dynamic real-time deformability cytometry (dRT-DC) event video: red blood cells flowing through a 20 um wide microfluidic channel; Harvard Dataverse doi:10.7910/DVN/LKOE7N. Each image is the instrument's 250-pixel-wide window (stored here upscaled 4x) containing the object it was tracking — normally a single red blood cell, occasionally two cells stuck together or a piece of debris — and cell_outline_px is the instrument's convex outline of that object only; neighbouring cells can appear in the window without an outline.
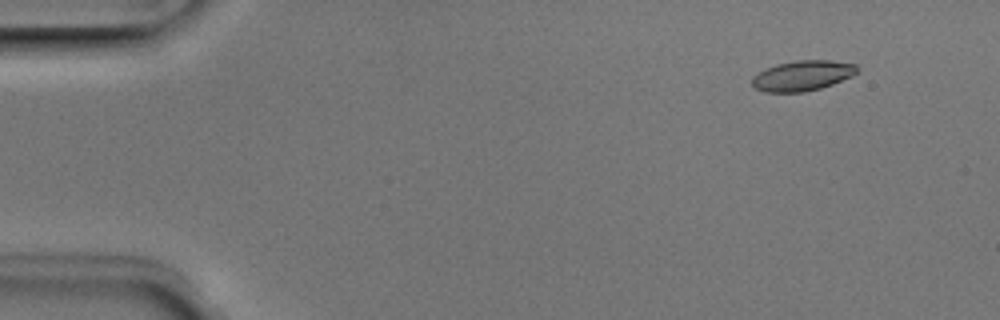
{"species": "Egyptian fruit bat (a non-hibernating species)", "species_latin": "Rousettus aegyptiacus", "temperature_condition": "room temperature", "stored_images_in_passage": 51, "camera_frame_rate_fps": 3000, "um_per_image_px": 0.085, "animal": {"sex": "male"}, "frame": {"image": 1, "passage_image": 5, "time_ms": 1.333, "image_size_px": [1000, 320], "cell_outline_px": [[860, 68], [852, 76], [832, 84], [820, 88], [804, 92], [764, 92], [756, 88], [752, 84], [752, 76], [764, 68], [776, 64], [796, 60], [832, 60], [856, 64]], "centroid_in_image_um": [68.2, 6.42], "position_along_channel_um": 16.8, "area_um2": 18.67}}
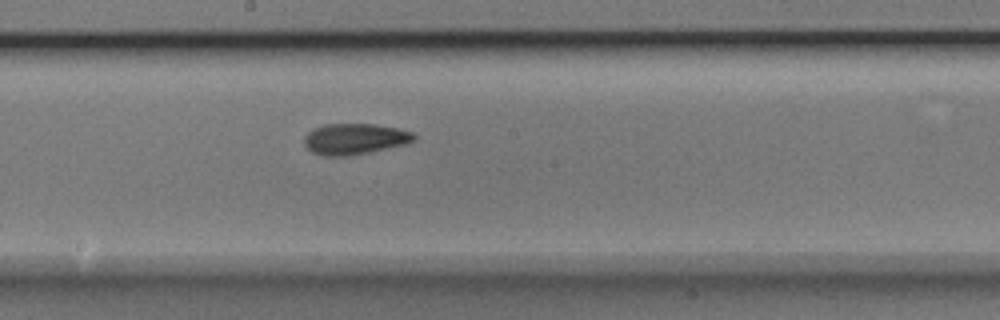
{"frame": {"image": 2, "passage_image": 28, "time_ms": 9.0, "image_size_px": [1000, 320], "cell_outline_px": [[416, 136], [408, 144], [352, 156], [324, 156], [312, 152], [304, 144], [304, 136], [312, 128], [324, 124], [372, 124], [396, 128], [412, 132]], "centroid_in_image_um": [30.12, 11.82], "position_along_channel_um": 218.1, "area_um2": 19.94}}
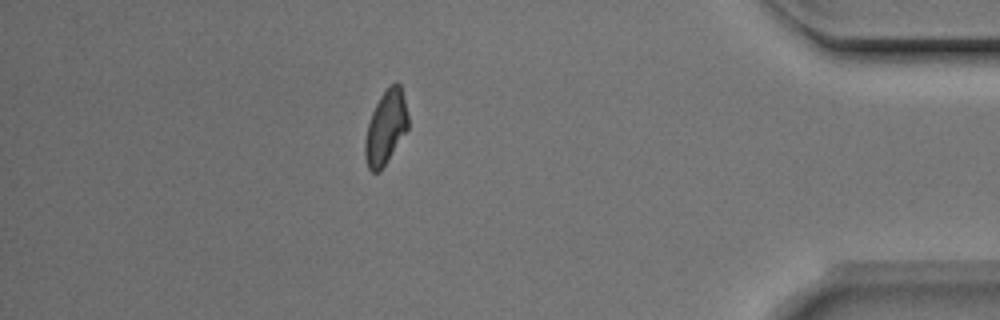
{"frame": {"image": 3, "passage_image": 45, "time_ms": 14.667, "image_size_px": [1000, 320], "cell_outline_px": [[408, 128], [380, 172], [372, 172], [368, 168], [364, 156], [364, 140], [368, 124], [372, 112], [380, 96], [396, 80], [400, 84], [408, 116]], "centroid_in_image_um": [32.77, 10.86], "position_along_channel_um": 402.4, "area_um2": 18.32}, "authors_computed_cell_mechanics": {"area_um2": 19.074, "velocity_mm_per_s": 3.9682, "shape_relaxation_time_tau1_ms": 4.2081, "shape_relaxation_time_tau2_ms": 2.3711, "deformation_change_tau1": 0.1531, "deformation_change_tau2": 0.0905}}